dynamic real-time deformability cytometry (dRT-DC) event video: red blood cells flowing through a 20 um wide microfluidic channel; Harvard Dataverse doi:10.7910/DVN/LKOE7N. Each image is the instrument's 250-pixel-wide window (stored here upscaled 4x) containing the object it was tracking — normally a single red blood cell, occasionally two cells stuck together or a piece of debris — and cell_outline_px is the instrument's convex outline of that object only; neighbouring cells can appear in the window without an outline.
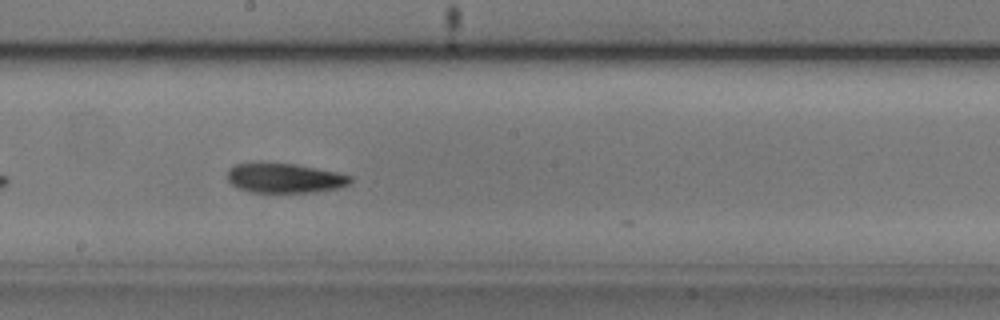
{"species": "common noctule bat (a hibernating species)", "species_latin": "Nyctalus noctula", "temperature_condition": "cold", "stored_images_in_passage": 19, "camera_frame_rate_fps": 3000, "um_per_image_px": 0.085, "animal": {"sex": "male", "body_mass_g": 20.5, "forearm_length_mm": 52.5}, "frame": {"image": 1, "passage_image": 16, "time_ms": 5.0, "image_size_px": [1000, 320], "cell_outline_px": [[352, 180], [348, 184], [340, 188], [316, 192], [252, 192], [236, 188], [228, 180], [228, 168], [236, 164], [260, 160], [296, 164], [336, 172], [352, 176]], "centroid_in_image_um": [24.15, 15.1], "position_along_channel_um": 224.1, "area_um2": 21.85}}